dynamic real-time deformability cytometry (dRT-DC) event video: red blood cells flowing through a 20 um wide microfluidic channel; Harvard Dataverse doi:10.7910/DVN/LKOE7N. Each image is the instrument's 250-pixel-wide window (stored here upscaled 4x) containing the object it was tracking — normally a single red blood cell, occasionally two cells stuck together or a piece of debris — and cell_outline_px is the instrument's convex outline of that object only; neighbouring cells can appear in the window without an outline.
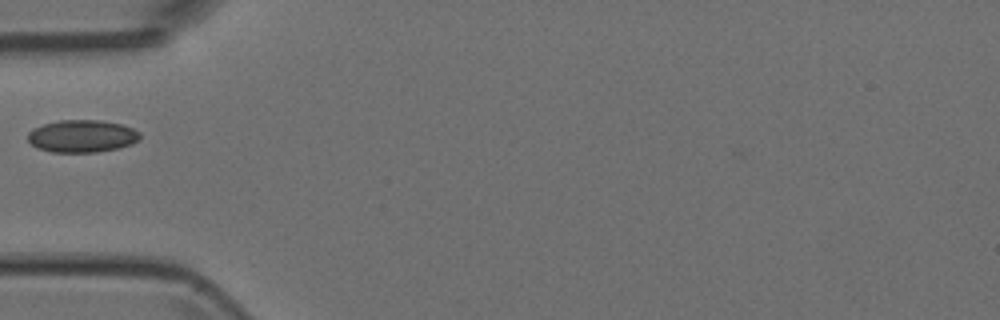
{"species": "Egyptian fruit bat (a non-hibernating species)", "species_latin": "Rousettus aegyptiacus", "temperature_condition": "room temperature", "stored_images_in_passage": 34, "camera_frame_rate_fps": 3000, "um_per_image_px": 0.085, "animal": {"sex": "female"}, "frame": {"image": 1, "passage_image": 1, "time_ms": 0.0, "image_size_px": [1000, 320], "cell_outline_px": [[140, 140], [132, 144], [120, 148], [96, 152], [52, 152], [36, 148], [28, 140], [28, 132], [32, 128], [44, 124], [60, 120], [100, 120], [120, 124], [132, 128], [140, 132]], "centroid_in_image_um": [6.98, 11.57], "position_along_channel_um": 78.0, "area_um2": 21.33}}
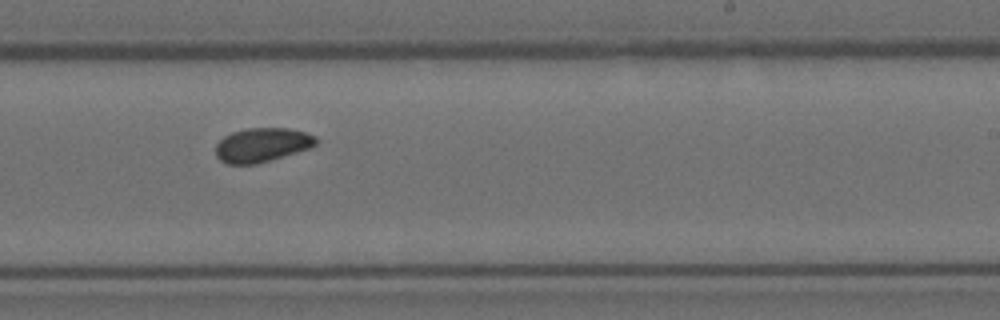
{"frame": {"image": 2, "passage_image": 15, "time_ms": 4.667, "image_size_px": [1000, 320], "cell_outline_px": [[320, 140], [312, 148], [256, 164], [228, 164], [220, 160], [216, 156], [216, 144], [224, 136], [232, 132], [248, 128], [288, 128], [304, 132], [316, 136]], "centroid_in_image_um": [22.3, 12.32], "position_along_channel_um": 266.7, "area_um2": 20.06}}
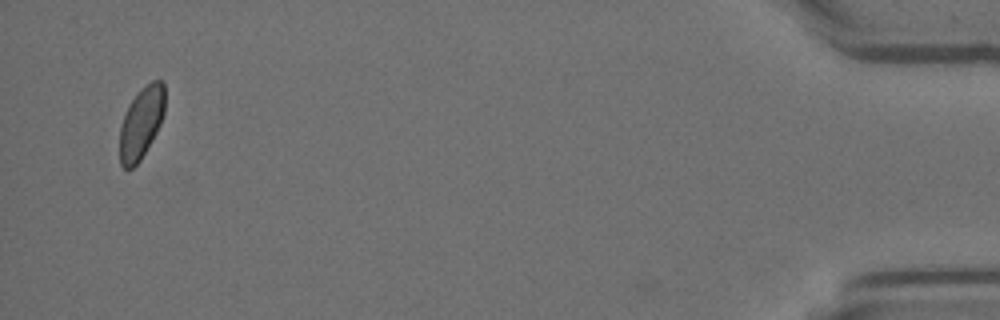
{"frame": {"image": 3, "passage_image": 33, "time_ms": 10.667, "image_size_px": [1000, 320], "cell_outline_px": [[164, 112], [160, 124], [152, 140], [140, 160], [132, 168], [124, 168], [120, 164], [120, 128], [124, 116], [132, 100], [152, 80], [164, 80]], "centroid_in_image_um": [12.01, 10.46], "position_along_channel_um": 423.2, "area_um2": 18.32}}